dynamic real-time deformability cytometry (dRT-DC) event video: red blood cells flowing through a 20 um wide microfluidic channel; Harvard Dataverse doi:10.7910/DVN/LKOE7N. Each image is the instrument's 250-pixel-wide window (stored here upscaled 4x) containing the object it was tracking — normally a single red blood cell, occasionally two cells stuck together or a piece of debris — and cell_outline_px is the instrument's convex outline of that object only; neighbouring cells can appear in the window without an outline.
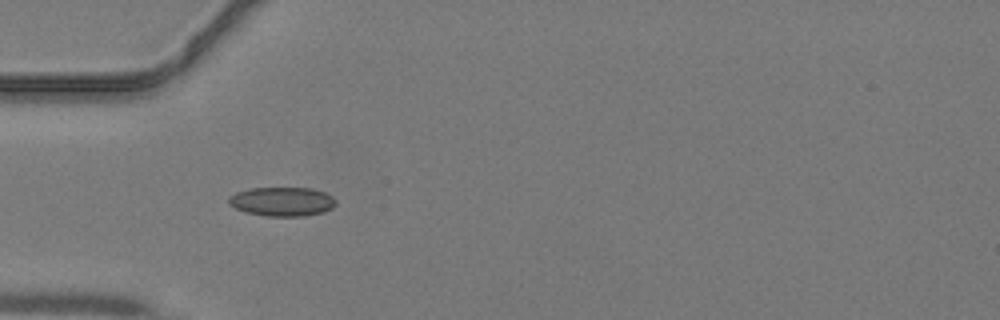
{"species": "common noctule bat (a hibernating species)", "species_latin": "Nyctalus noctula", "temperature_condition": "warm", "stored_images_in_passage": 34, "camera_frame_rate_fps": 3000, "um_per_image_px": 0.085, "animal": {"sex": "male", "body_mass_g": 19.2, "forearm_length_mm": 51.8}, "frame": {"image": 1, "passage_image": 4, "time_ms": 1.0, "image_size_px": [1000, 320], "cell_outline_px": [[336, 204], [332, 208], [324, 212], [304, 216], [268, 216], [244, 212], [228, 204], [228, 196], [236, 192], [252, 188], [312, 188], [324, 192], [332, 196], [336, 200]], "centroid_in_image_um": [23.98, 17.13], "position_along_channel_um": 61.0, "area_um2": 18.26}}
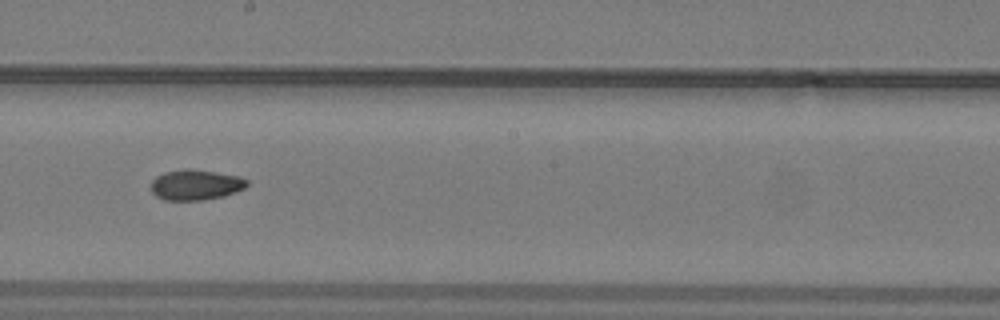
{"frame": {"image": 2, "passage_image": 15, "time_ms": 4.667, "image_size_px": [1000, 320], "cell_outline_px": [[248, 184], [244, 188], [236, 192], [224, 196], [200, 200], [164, 200], [156, 196], [152, 192], [152, 180], [156, 176], [164, 172], [188, 168], [240, 176], [248, 180]], "centroid_in_image_um": [16.63, 15.71], "position_along_channel_um": 231.6, "area_um2": 16.99}}
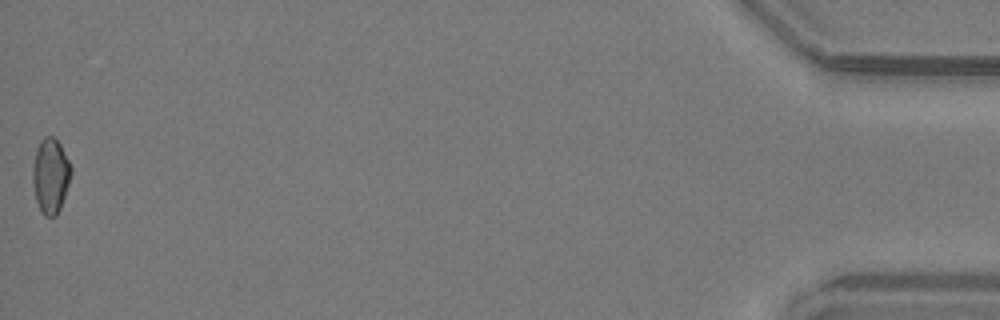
{"frame": {"image": 3, "passage_image": 34, "time_ms": 11.0, "image_size_px": [1000, 320], "cell_outline_px": [[72, 172], [60, 208], [56, 216], [44, 216], [36, 200], [32, 180], [32, 168], [36, 148], [40, 140], [44, 136], [52, 136], [60, 144], [72, 168]], "centroid_in_image_um": [4.28, 14.91], "position_along_channel_um": 430.9, "area_um2": 16.65}}